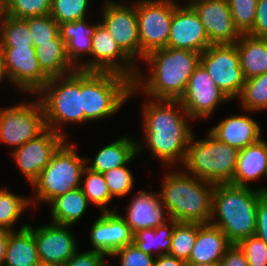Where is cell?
Masks as SVG:
<instances>
[{
	"instance_id": "cell-52",
	"label": "cell",
	"mask_w": 267,
	"mask_h": 266,
	"mask_svg": "<svg viewBox=\"0 0 267 266\" xmlns=\"http://www.w3.org/2000/svg\"><path fill=\"white\" fill-rule=\"evenodd\" d=\"M267 180V178H266ZM256 189L260 190L262 196L267 197V185L266 186H261V187H255Z\"/></svg>"
},
{
	"instance_id": "cell-53",
	"label": "cell",
	"mask_w": 267,
	"mask_h": 266,
	"mask_svg": "<svg viewBox=\"0 0 267 266\" xmlns=\"http://www.w3.org/2000/svg\"><path fill=\"white\" fill-rule=\"evenodd\" d=\"M186 266H220L219 263L187 264Z\"/></svg>"
},
{
	"instance_id": "cell-30",
	"label": "cell",
	"mask_w": 267,
	"mask_h": 266,
	"mask_svg": "<svg viewBox=\"0 0 267 266\" xmlns=\"http://www.w3.org/2000/svg\"><path fill=\"white\" fill-rule=\"evenodd\" d=\"M35 51L39 66L49 79L76 70L67 57L66 45L62 39H52V43L41 44Z\"/></svg>"
},
{
	"instance_id": "cell-7",
	"label": "cell",
	"mask_w": 267,
	"mask_h": 266,
	"mask_svg": "<svg viewBox=\"0 0 267 266\" xmlns=\"http://www.w3.org/2000/svg\"><path fill=\"white\" fill-rule=\"evenodd\" d=\"M35 96L43 105L46 127L54 132L67 138L64 126L83 124L81 70L50 78Z\"/></svg>"
},
{
	"instance_id": "cell-17",
	"label": "cell",
	"mask_w": 267,
	"mask_h": 266,
	"mask_svg": "<svg viewBox=\"0 0 267 266\" xmlns=\"http://www.w3.org/2000/svg\"><path fill=\"white\" fill-rule=\"evenodd\" d=\"M70 227L54 223L34 227L41 266H63L79 250Z\"/></svg>"
},
{
	"instance_id": "cell-10",
	"label": "cell",
	"mask_w": 267,
	"mask_h": 266,
	"mask_svg": "<svg viewBox=\"0 0 267 266\" xmlns=\"http://www.w3.org/2000/svg\"><path fill=\"white\" fill-rule=\"evenodd\" d=\"M175 4L168 0L136 1L140 38V61L157 49L168 47Z\"/></svg>"
},
{
	"instance_id": "cell-16",
	"label": "cell",
	"mask_w": 267,
	"mask_h": 266,
	"mask_svg": "<svg viewBox=\"0 0 267 266\" xmlns=\"http://www.w3.org/2000/svg\"><path fill=\"white\" fill-rule=\"evenodd\" d=\"M68 140L65 136L46 127L40 134L11 153L20 173L29 185L39 177L59 147Z\"/></svg>"
},
{
	"instance_id": "cell-45",
	"label": "cell",
	"mask_w": 267,
	"mask_h": 266,
	"mask_svg": "<svg viewBox=\"0 0 267 266\" xmlns=\"http://www.w3.org/2000/svg\"><path fill=\"white\" fill-rule=\"evenodd\" d=\"M250 36L267 39V0H258L256 17Z\"/></svg>"
},
{
	"instance_id": "cell-36",
	"label": "cell",
	"mask_w": 267,
	"mask_h": 266,
	"mask_svg": "<svg viewBox=\"0 0 267 266\" xmlns=\"http://www.w3.org/2000/svg\"><path fill=\"white\" fill-rule=\"evenodd\" d=\"M139 143L137 141V154L126 165L102 173L112 198H124L126 195L133 193L131 191L134 189L135 180L127 165L136 160L137 156L143 151V143Z\"/></svg>"
},
{
	"instance_id": "cell-39",
	"label": "cell",
	"mask_w": 267,
	"mask_h": 266,
	"mask_svg": "<svg viewBox=\"0 0 267 266\" xmlns=\"http://www.w3.org/2000/svg\"><path fill=\"white\" fill-rule=\"evenodd\" d=\"M52 0H4L2 13L17 19L45 16L50 13Z\"/></svg>"
},
{
	"instance_id": "cell-23",
	"label": "cell",
	"mask_w": 267,
	"mask_h": 266,
	"mask_svg": "<svg viewBox=\"0 0 267 266\" xmlns=\"http://www.w3.org/2000/svg\"><path fill=\"white\" fill-rule=\"evenodd\" d=\"M232 243L215 225L197 223V238L187 264L219 263Z\"/></svg>"
},
{
	"instance_id": "cell-5",
	"label": "cell",
	"mask_w": 267,
	"mask_h": 266,
	"mask_svg": "<svg viewBox=\"0 0 267 266\" xmlns=\"http://www.w3.org/2000/svg\"><path fill=\"white\" fill-rule=\"evenodd\" d=\"M133 81L115 72L81 70L83 124L108 119L129 100Z\"/></svg>"
},
{
	"instance_id": "cell-1",
	"label": "cell",
	"mask_w": 267,
	"mask_h": 266,
	"mask_svg": "<svg viewBox=\"0 0 267 266\" xmlns=\"http://www.w3.org/2000/svg\"><path fill=\"white\" fill-rule=\"evenodd\" d=\"M141 107L142 141L151 158L166 167L182 164L194 134L190 124L193 119L179 100L147 98Z\"/></svg>"
},
{
	"instance_id": "cell-22",
	"label": "cell",
	"mask_w": 267,
	"mask_h": 266,
	"mask_svg": "<svg viewBox=\"0 0 267 266\" xmlns=\"http://www.w3.org/2000/svg\"><path fill=\"white\" fill-rule=\"evenodd\" d=\"M248 114H232L213 126L208 132L218 141L228 144L238 150L258 142L262 137L261 125ZM249 113H251L249 116Z\"/></svg>"
},
{
	"instance_id": "cell-9",
	"label": "cell",
	"mask_w": 267,
	"mask_h": 266,
	"mask_svg": "<svg viewBox=\"0 0 267 266\" xmlns=\"http://www.w3.org/2000/svg\"><path fill=\"white\" fill-rule=\"evenodd\" d=\"M35 99L0 108V144L12 147L11 152L46 128L43 105Z\"/></svg>"
},
{
	"instance_id": "cell-54",
	"label": "cell",
	"mask_w": 267,
	"mask_h": 266,
	"mask_svg": "<svg viewBox=\"0 0 267 266\" xmlns=\"http://www.w3.org/2000/svg\"><path fill=\"white\" fill-rule=\"evenodd\" d=\"M3 5H4V0H0V10L1 11H2Z\"/></svg>"
},
{
	"instance_id": "cell-34",
	"label": "cell",
	"mask_w": 267,
	"mask_h": 266,
	"mask_svg": "<svg viewBox=\"0 0 267 266\" xmlns=\"http://www.w3.org/2000/svg\"><path fill=\"white\" fill-rule=\"evenodd\" d=\"M242 111L267 110V72L246 79L240 95L236 98Z\"/></svg>"
},
{
	"instance_id": "cell-11",
	"label": "cell",
	"mask_w": 267,
	"mask_h": 266,
	"mask_svg": "<svg viewBox=\"0 0 267 266\" xmlns=\"http://www.w3.org/2000/svg\"><path fill=\"white\" fill-rule=\"evenodd\" d=\"M78 68L82 71L115 72L134 81L139 65L135 64L112 38L107 28L98 20L92 27L91 54Z\"/></svg>"
},
{
	"instance_id": "cell-15",
	"label": "cell",
	"mask_w": 267,
	"mask_h": 266,
	"mask_svg": "<svg viewBox=\"0 0 267 266\" xmlns=\"http://www.w3.org/2000/svg\"><path fill=\"white\" fill-rule=\"evenodd\" d=\"M0 53L10 85L19 93L35 97L49 81L39 66L34 47H0Z\"/></svg>"
},
{
	"instance_id": "cell-8",
	"label": "cell",
	"mask_w": 267,
	"mask_h": 266,
	"mask_svg": "<svg viewBox=\"0 0 267 266\" xmlns=\"http://www.w3.org/2000/svg\"><path fill=\"white\" fill-rule=\"evenodd\" d=\"M85 167V157H80L77 145L66 140L32 183L35 192L30 197L31 206L48 205L54 198L79 188Z\"/></svg>"
},
{
	"instance_id": "cell-40",
	"label": "cell",
	"mask_w": 267,
	"mask_h": 266,
	"mask_svg": "<svg viewBox=\"0 0 267 266\" xmlns=\"http://www.w3.org/2000/svg\"><path fill=\"white\" fill-rule=\"evenodd\" d=\"M24 20L28 24L34 48L41 44L52 43V39H62L59 33V24L50 14L29 17Z\"/></svg>"
},
{
	"instance_id": "cell-13",
	"label": "cell",
	"mask_w": 267,
	"mask_h": 266,
	"mask_svg": "<svg viewBox=\"0 0 267 266\" xmlns=\"http://www.w3.org/2000/svg\"><path fill=\"white\" fill-rule=\"evenodd\" d=\"M133 2L129 6L117 0H103L99 21L107 28L121 50L135 64H138L140 63V38L136 2Z\"/></svg>"
},
{
	"instance_id": "cell-49",
	"label": "cell",
	"mask_w": 267,
	"mask_h": 266,
	"mask_svg": "<svg viewBox=\"0 0 267 266\" xmlns=\"http://www.w3.org/2000/svg\"><path fill=\"white\" fill-rule=\"evenodd\" d=\"M12 231L0 229V266L4 265L8 240Z\"/></svg>"
},
{
	"instance_id": "cell-37",
	"label": "cell",
	"mask_w": 267,
	"mask_h": 266,
	"mask_svg": "<svg viewBox=\"0 0 267 266\" xmlns=\"http://www.w3.org/2000/svg\"><path fill=\"white\" fill-rule=\"evenodd\" d=\"M197 238V223L177 222L172 232L169 255L185 262L189 260Z\"/></svg>"
},
{
	"instance_id": "cell-51",
	"label": "cell",
	"mask_w": 267,
	"mask_h": 266,
	"mask_svg": "<svg viewBox=\"0 0 267 266\" xmlns=\"http://www.w3.org/2000/svg\"><path fill=\"white\" fill-rule=\"evenodd\" d=\"M168 1H170L171 3H173L175 5L182 6V4L176 2L177 0H168ZM185 1L188 2V3L183 4V6H191L192 4H194L195 2L200 1V0H185Z\"/></svg>"
},
{
	"instance_id": "cell-12",
	"label": "cell",
	"mask_w": 267,
	"mask_h": 266,
	"mask_svg": "<svg viewBox=\"0 0 267 266\" xmlns=\"http://www.w3.org/2000/svg\"><path fill=\"white\" fill-rule=\"evenodd\" d=\"M200 63L215 84L232 102L235 101L246 81L236 44H211L201 53Z\"/></svg>"
},
{
	"instance_id": "cell-41",
	"label": "cell",
	"mask_w": 267,
	"mask_h": 266,
	"mask_svg": "<svg viewBox=\"0 0 267 266\" xmlns=\"http://www.w3.org/2000/svg\"><path fill=\"white\" fill-rule=\"evenodd\" d=\"M258 0H228L236 28L241 34H249L255 22Z\"/></svg>"
},
{
	"instance_id": "cell-42",
	"label": "cell",
	"mask_w": 267,
	"mask_h": 266,
	"mask_svg": "<svg viewBox=\"0 0 267 266\" xmlns=\"http://www.w3.org/2000/svg\"><path fill=\"white\" fill-rule=\"evenodd\" d=\"M245 254L249 266H267V244L256 235L236 244Z\"/></svg>"
},
{
	"instance_id": "cell-38",
	"label": "cell",
	"mask_w": 267,
	"mask_h": 266,
	"mask_svg": "<svg viewBox=\"0 0 267 266\" xmlns=\"http://www.w3.org/2000/svg\"><path fill=\"white\" fill-rule=\"evenodd\" d=\"M92 0H52L50 15L60 25L88 18Z\"/></svg>"
},
{
	"instance_id": "cell-43",
	"label": "cell",
	"mask_w": 267,
	"mask_h": 266,
	"mask_svg": "<svg viewBox=\"0 0 267 266\" xmlns=\"http://www.w3.org/2000/svg\"><path fill=\"white\" fill-rule=\"evenodd\" d=\"M119 257V266H154L155 257L138 249L134 243L116 250L109 258Z\"/></svg>"
},
{
	"instance_id": "cell-26",
	"label": "cell",
	"mask_w": 267,
	"mask_h": 266,
	"mask_svg": "<svg viewBox=\"0 0 267 266\" xmlns=\"http://www.w3.org/2000/svg\"><path fill=\"white\" fill-rule=\"evenodd\" d=\"M87 20L86 18L59 25V33L66 45L67 57L76 69H78L91 54L92 27L95 23H89Z\"/></svg>"
},
{
	"instance_id": "cell-25",
	"label": "cell",
	"mask_w": 267,
	"mask_h": 266,
	"mask_svg": "<svg viewBox=\"0 0 267 266\" xmlns=\"http://www.w3.org/2000/svg\"><path fill=\"white\" fill-rule=\"evenodd\" d=\"M120 137L102 147L94 157H85L86 167L104 173L126 165L137 154V141L134 136H127V134Z\"/></svg>"
},
{
	"instance_id": "cell-14",
	"label": "cell",
	"mask_w": 267,
	"mask_h": 266,
	"mask_svg": "<svg viewBox=\"0 0 267 266\" xmlns=\"http://www.w3.org/2000/svg\"><path fill=\"white\" fill-rule=\"evenodd\" d=\"M179 101L195 122V120L211 118L222 103L231 100L215 84L205 67L200 63L191 75L187 88Z\"/></svg>"
},
{
	"instance_id": "cell-21",
	"label": "cell",
	"mask_w": 267,
	"mask_h": 266,
	"mask_svg": "<svg viewBox=\"0 0 267 266\" xmlns=\"http://www.w3.org/2000/svg\"><path fill=\"white\" fill-rule=\"evenodd\" d=\"M133 195L130 204L124 207L126 215H121L133 234L141 229L156 228L169 220L159 192L137 190Z\"/></svg>"
},
{
	"instance_id": "cell-24",
	"label": "cell",
	"mask_w": 267,
	"mask_h": 266,
	"mask_svg": "<svg viewBox=\"0 0 267 266\" xmlns=\"http://www.w3.org/2000/svg\"><path fill=\"white\" fill-rule=\"evenodd\" d=\"M258 142L238 151L236 170L230 184L251 187L250 182L267 178V140Z\"/></svg>"
},
{
	"instance_id": "cell-3",
	"label": "cell",
	"mask_w": 267,
	"mask_h": 266,
	"mask_svg": "<svg viewBox=\"0 0 267 266\" xmlns=\"http://www.w3.org/2000/svg\"><path fill=\"white\" fill-rule=\"evenodd\" d=\"M167 171L162 177L160 200L169 219L177 222L209 223L214 183L198 179L182 168Z\"/></svg>"
},
{
	"instance_id": "cell-2",
	"label": "cell",
	"mask_w": 267,
	"mask_h": 266,
	"mask_svg": "<svg viewBox=\"0 0 267 266\" xmlns=\"http://www.w3.org/2000/svg\"><path fill=\"white\" fill-rule=\"evenodd\" d=\"M200 57L201 53L170 47L148 53L141 63L148 65L149 76L142 74L139 67L129 98L142 92V96L151 99L179 100Z\"/></svg>"
},
{
	"instance_id": "cell-31",
	"label": "cell",
	"mask_w": 267,
	"mask_h": 266,
	"mask_svg": "<svg viewBox=\"0 0 267 266\" xmlns=\"http://www.w3.org/2000/svg\"><path fill=\"white\" fill-rule=\"evenodd\" d=\"M177 221L169 219L156 228L138 230L133 235V243L142 252L158 257L169 254L172 232Z\"/></svg>"
},
{
	"instance_id": "cell-35",
	"label": "cell",
	"mask_w": 267,
	"mask_h": 266,
	"mask_svg": "<svg viewBox=\"0 0 267 266\" xmlns=\"http://www.w3.org/2000/svg\"><path fill=\"white\" fill-rule=\"evenodd\" d=\"M0 47H33L28 24L24 19L0 14Z\"/></svg>"
},
{
	"instance_id": "cell-48",
	"label": "cell",
	"mask_w": 267,
	"mask_h": 266,
	"mask_svg": "<svg viewBox=\"0 0 267 266\" xmlns=\"http://www.w3.org/2000/svg\"><path fill=\"white\" fill-rule=\"evenodd\" d=\"M187 262L169 254L155 257L154 266H186Z\"/></svg>"
},
{
	"instance_id": "cell-44",
	"label": "cell",
	"mask_w": 267,
	"mask_h": 266,
	"mask_svg": "<svg viewBox=\"0 0 267 266\" xmlns=\"http://www.w3.org/2000/svg\"><path fill=\"white\" fill-rule=\"evenodd\" d=\"M108 256L104 253L87 250H79L63 266H107Z\"/></svg>"
},
{
	"instance_id": "cell-19",
	"label": "cell",
	"mask_w": 267,
	"mask_h": 266,
	"mask_svg": "<svg viewBox=\"0 0 267 266\" xmlns=\"http://www.w3.org/2000/svg\"><path fill=\"white\" fill-rule=\"evenodd\" d=\"M211 45L200 18L191 6L176 5L168 47L202 53Z\"/></svg>"
},
{
	"instance_id": "cell-6",
	"label": "cell",
	"mask_w": 267,
	"mask_h": 266,
	"mask_svg": "<svg viewBox=\"0 0 267 266\" xmlns=\"http://www.w3.org/2000/svg\"><path fill=\"white\" fill-rule=\"evenodd\" d=\"M206 138L192 135L185 159L179 167L198 179L214 184L231 183L236 170L238 149L218 141L209 132Z\"/></svg>"
},
{
	"instance_id": "cell-46",
	"label": "cell",
	"mask_w": 267,
	"mask_h": 266,
	"mask_svg": "<svg viewBox=\"0 0 267 266\" xmlns=\"http://www.w3.org/2000/svg\"><path fill=\"white\" fill-rule=\"evenodd\" d=\"M267 244V197L261 196L258 201L255 234Z\"/></svg>"
},
{
	"instance_id": "cell-47",
	"label": "cell",
	"mask_w": 267,
	"mask_h": 266,
	"mask_svg": "<svg viewBox=\"0 0 267 266\" xmlns=\"http://www.w3.org/2000/svg\"><path fill=\"white\" fill-rule=\"evenodd\" d=\"M220 266H249L245 254L239 249L236 244L225 252L221 261Z\"/></svg>"
},
{
	"instance_id": "cell-18",
	"label": "cell",
	"mask_w": 267,
	"mask_h": 266,
	"mask_svg": "<svg viewBox=\"0 0 267 266\" xmlns=\"http://www.w3.org/2000/svg\"><path fill=\"white\" fill-rule=\"evenodd\" d=\"M203 24L211 44H235L241 37L228 0H200L191 5Z\"/></svg>"
},
{
	"instance_id": "cell-4",
	"label": "cell",
	"mask_w": 267,
	"mask_h": 266,
	"mask_svg": "<svg viewBox=\"0 0 267 266\" xmlns=\"http://www.w3.org/2000/svg\"><path fill=\"white\" fill-rule=\"evenodd\" d=\"M261 196L256 188L215 184L210 223L217 226L232 244L253 236Z\"/></svg>"
},
{
	"instance_id": "cell-33",
	"label": "cell",
	"mask_w": 267,
	"mask_h": 266,
	"mask_svg": "<svg viewBox=\"0 0 267 266\" xmlns=\"http://www.w3.org/2000/svg\"><path fill=\"white\" fill-rule=\"evenodd\" d=\"M31 207L30 197L17 195L8 188H0V229L15 231L14 227ZM28 208V209H27Z\"/></svg>"
},
{
	"instance_id": "cell-50",
	"label": "cell",
	"mask_w": 267,
	"mask_h": 266,
	"mask_svg": "<svg viewBox=\"0 0 267 266\" xmlns=\"http://www.w3.org/2000/svg\"><path fill=\"white\" fill-rule=\"evenodd\" d=\"M3 80H6L10 83V80L8 78V75H7V72L5 69L4 60H3V57L0 53V86L3 83Z\"/></svg>"
},
{
	"instance_id": "cell-27",
	"label": "cell",
	"mask_w": 267,
	"mask_h": 266,
	"mask_svg": "<svg viewBox=\"0 0 267 266\" xmlns=\"http://www.w3.org/2000/svg\"><path fill=\"white\" fill-rule=\"evenodd\" d=\"M3 266H41L34 227L29 223L10 233Z\"/></svg>"
},
{
	"instance_id": "cell-20",
	"label": "cell",
	"mask_w": 267,
	"mask_h": 266,
	"mask_svg": "<svg viewBox=\"0 0 267 266\" xmlns=\"http://www.w3.org/2000/svg\"><path fill=\"white\" fill-rule=\"evenodd\" d=\"M90 227V243L93 251L108 257L116 250L133 243V233L118 211L101 212Z\"/></svg>"
},
{
	"instance_id": "cell-28",
	"label": "cell",
	"mask_w": 267,
	"mask_h": 266,
	"mask_svg": "<svg viewBox=\"0 0 267 266\" xmlns=\"http://www.w3.org/2000/svg\"><path fill=\"white\" fill-rule=\"evenodd\" d=\"M91 204L81 188L68 191L54 198L50 206V222L58 225L73 226L80 221Z\"/></svg>"
},
{
	"instance_id": "cell-29",
	"label": "cell",
	"mask_w": 267,
	"mask_h": 266,
	"mask_svg": "<svg viewBox=\"0 0 267 266\" xmlns=\"http://www.w3.org/2000/svg\"><path fill=\"white\" fill-rule=\"evenodd\" d=\"M235 44L245 79L267 72V39L242 34Z\"/></svg>"
},
{
	"instance_id": "cell-32",
	"label": "cell",
	"mask_w": 267,
	"mask_h": 266,
	"mask_svg": "<svg viewBox=\"0 0 267 266\" xmlns=\"http://www.w3.org/2000/svg\"><path fill=\"white\" fill-rule=\"evenodd\" d=\"M80 188L87 197L88 202L100 209V212L116 211V208H108L109 203L114 200L109 192L104 176L100 172L85 167L82 173Z\"/></svg>"
}]
</instances>
